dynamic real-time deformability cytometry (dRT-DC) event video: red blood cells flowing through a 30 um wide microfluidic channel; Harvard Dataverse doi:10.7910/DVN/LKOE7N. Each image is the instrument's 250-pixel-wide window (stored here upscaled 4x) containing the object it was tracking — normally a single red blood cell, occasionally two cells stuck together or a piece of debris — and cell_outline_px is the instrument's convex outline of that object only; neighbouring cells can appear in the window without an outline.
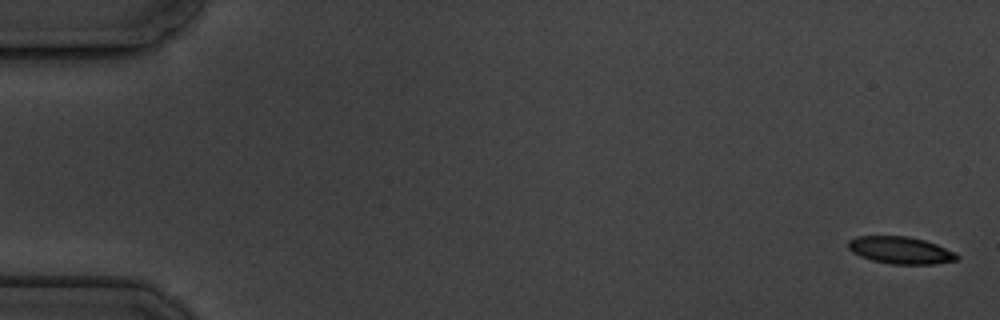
{"species": "common noctule bat (a hibernating species)", "species_latin": "Nyctalus noctula", "temperature_condition": "cold", "stored_images_in_passage": 9, "camera_frame_rate_fps": 3000, "um_per_image_px": 0.085, "animal": {"sex": "male", "body_mass_g": 19.5, "forearm_length_mm": 54.6}, "frame": {"image": 1, "passage_image": 1, "time_ms": 0.0, "image_size_px": [1000, 320], "cell_outline_px": [[960, 256], [956, 260], [932, 264], [892, 264], [872, 260], [860, 256], [852, 252], [848, 248], [848, 240], [856, 236], [908, 236], [924, 240], [936, 244]], "centroid_in_image_um": [76.49, 21.26], "position_along_channel_um": 8.5, "area_um2": 17.05}}
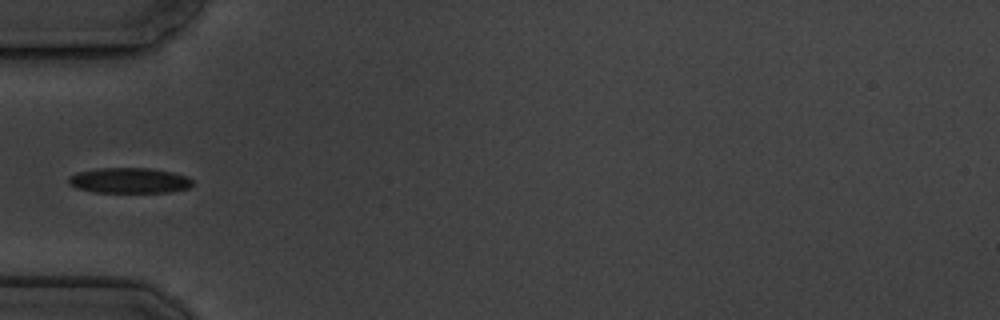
{"frame": {"image": 2, "passage_image": 6, "time_ms": 6.0, "image_size_px": [1000, 320], "cell_outline_px": [[192, 184], [188, 188], [168, 192], [92, 192], [76, 188], [68, 184], [68, 176], [76, 172], [96, 168], [148, 168], [172, 172], [188, 176], [192, 180]], "centroid_in_image_um": [10.94, 15.34], "position_along_channel_um": 74.1, "area_um2": 18.5}}
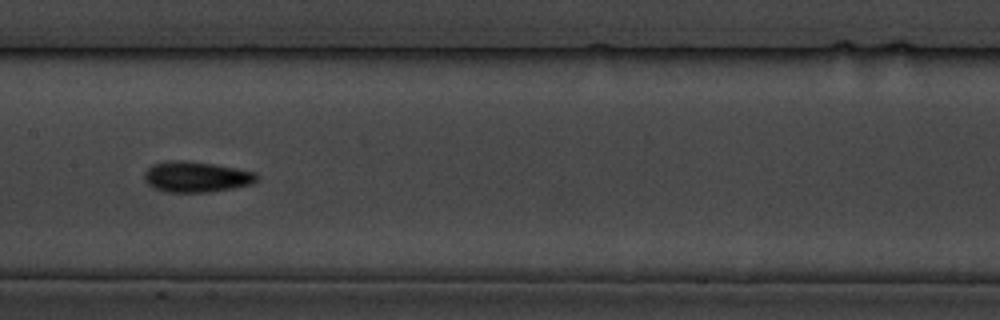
{"frame": {"image": 3, "passage_image": 9, "time_ms": 9.333, "image_size_px": [1000, 320], "cell_outline_px": [[260, 176], [252, 184], [232, 188], [208, 192], [164, 192], [152, 188], [144, 180], [144, 172], [152, 164], [168, 160], [184, 160], [216, 164], [256, 172]], "centroid_in_image_um": [16.66, 15.02], "position_along_channel_um": 190.7, "area_um2": 20.4}}